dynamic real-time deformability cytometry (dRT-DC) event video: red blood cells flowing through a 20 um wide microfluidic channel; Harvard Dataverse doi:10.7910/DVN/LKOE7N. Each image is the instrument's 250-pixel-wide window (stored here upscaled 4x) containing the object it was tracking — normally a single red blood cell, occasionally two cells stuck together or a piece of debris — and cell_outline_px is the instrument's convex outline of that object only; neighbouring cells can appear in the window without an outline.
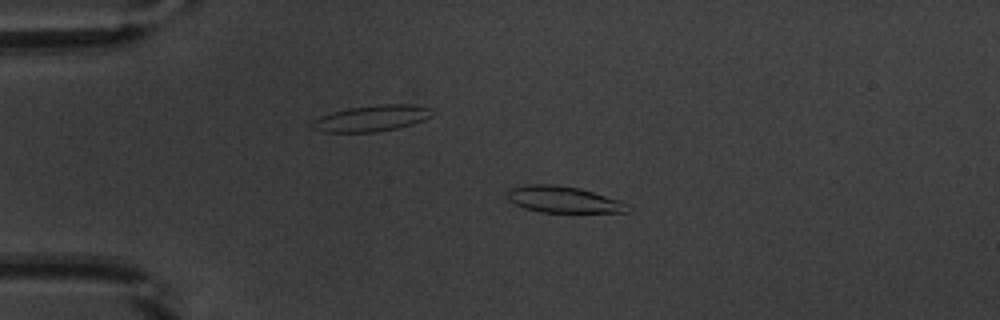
{"species": "common noctule bat (a hibernating species)", "species_latin": "Nyctalus noctula", "temperature_condition": "warm", "stored_images_in_passage": 9, "camera_frame_rate_fps": 3000, "um_per_image_px": 0.085, "animal": {"sex": "male", "body_mass_g": 20.1, "forearm_length_mm": 53.5}, "frame": {"image": 1, "passage_image": 6, "time_ms": 1.667, "image_size_px": [1000, 320], "cell_outline_px": [[632, 208], [628, 212], [540, 212], [524, 208], [508, 200], [504, 192], [512, 188], [524, 184], [556, 184], [580, 188], [620, 200], [628, 204]], "centroid_in_image_um": [47.87, 16.95], "position_along_channel_um": 37.1, "area_um2": 18.79}}